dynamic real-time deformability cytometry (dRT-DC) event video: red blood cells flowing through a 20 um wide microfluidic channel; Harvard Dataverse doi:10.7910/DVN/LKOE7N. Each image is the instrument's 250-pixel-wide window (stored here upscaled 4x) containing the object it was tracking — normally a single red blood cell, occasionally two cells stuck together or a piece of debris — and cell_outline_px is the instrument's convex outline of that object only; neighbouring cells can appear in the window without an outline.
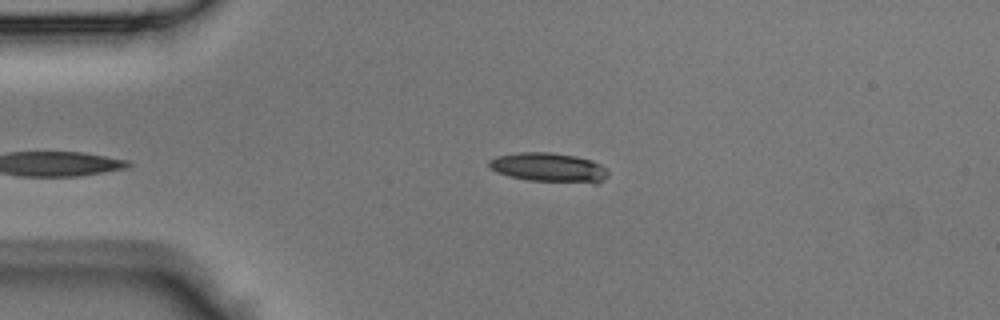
{"species": "Egyptian fruit bat (a non-hibernating species)", "species_latin": "Rousettus aegyptiacus", "temperature_condition": "room temperature", "stored_images_in_passage": 23, "camera_frame_rate_fps": 3000, "um_per_image_px": 0.085, "animal": {"sex": "male"}, "frame": {"image": 1, "passage_image": 1, "time_ms": 0.0, "image_size_px": [1000, 320], "cell_outline_px": [[608, 176], [604, 180], [596, 184], [592, 184], [528, 180], [508, 176], [496, 172], [488, 164], [488, 160], [496, 156], [520, 152], [548, 152], [576, 156], [592, 160], [600, 164], [608, 172]], "centroid_in_image_um": [46.68, 14.25], "position_along_channel_um": 38.3, "area_um2": 20.58}}
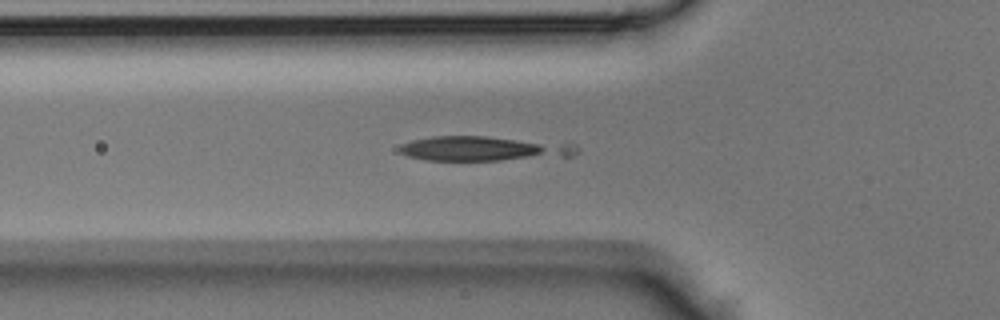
{"frame": {"image": 2, "passage_image": 6, "time_ms": 1.667, "image_size_px": [1000, 320], "cell_outline_px": [[580, 152], [572, 156], [500, 160], [428, 160], [408, 156], [400, 152], [400, 144], [412, 140], [432, 136], [488, 136], [576, 144], [580, 148]], "centroid_in_image_um": [41.17, 12.62], "position_along_channel_um": 84.6, "area_um2": 25.55}}